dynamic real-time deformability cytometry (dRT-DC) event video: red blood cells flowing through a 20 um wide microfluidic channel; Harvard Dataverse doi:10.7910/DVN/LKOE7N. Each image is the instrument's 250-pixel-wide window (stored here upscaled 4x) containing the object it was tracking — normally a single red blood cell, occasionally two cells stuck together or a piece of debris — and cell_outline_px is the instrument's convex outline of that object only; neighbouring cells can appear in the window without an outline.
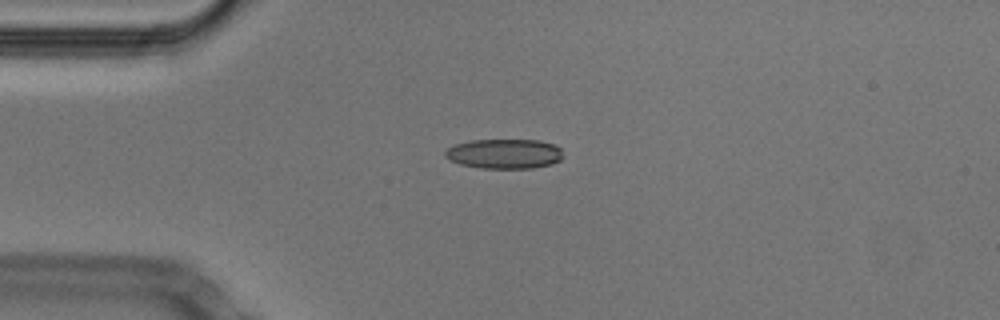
{"species": "Egyptian fruit bat (a non-hibernating species)", "species_latin": "Rousettus aegyptiacus", "temperature_condition": "cold", "stored_images_in_passage": 41, "camera_frame_rate_fps": 3000, "um_per_image_px": 0.085, "animal": {"sex": "male"}, "frame": {"image": 1, "passage_image": 1, "time_ms": 0.0, "image_size_px": [1000, 320], "cell_outline_px": [[564, 156], [560, 160], [552, 164], [532, 168], [480, 168], [460, 164], [444, 156], [444, 152], [448, 148], [456, 144], [472, 140], [540, 140], [556, 144], [560, 148]], "centroid_in_image_um": [42.91, 13.07], "position_along_channel_um": 42.1, "area_um2": 20.52}}
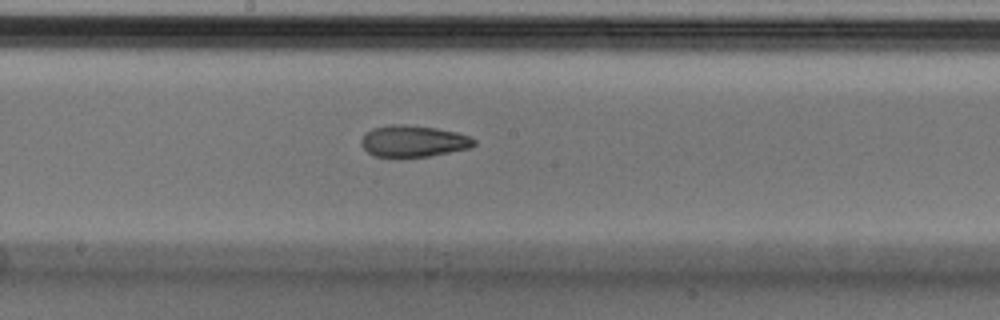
{"frame": {"image": 2, "passage_image": 16, "time_ms": 5.0, "image_size_px": [1000, 320], "cell_outline_px": [[476, 144], [468, 148], [428, 156], [376, 156], [368, 152], [360, 144], [360, 140], [372, 128], [388, 124], [404, 124], [436, 128], [456, 132], [468, 136], [476, 140]], "centroid_in_image_um": [35.12, 11.98], "position_along_channel_um": 213.1, "area_um2": 20.4}}
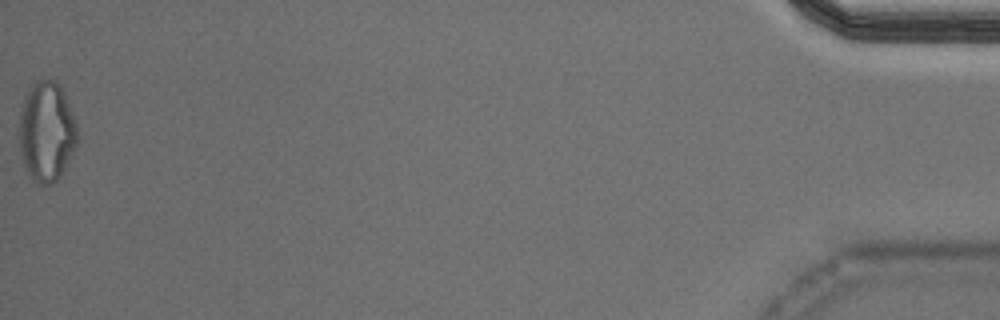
{"frame": {"image": 3, "passage_image": 41, "time_ms": 13.333, "image_size_px": [1000, 320], "cell_outline_px": [[76, 148], [60, 176], [52, 184], [40, 184], [32, 180], [28, 176], [24, 168], [20, 148], [20, 116], [24, 96], [28, 88], [32, 84], [40, 80], [56, 80], [60, 84], [72, 112], [76, 124]], "centroid_in_image_um": [3.95, 11.2], "position_along_channel_um": 431.3, "area_um2": 33.81}, "authors_computed_cell_mechanics": {"area_um2": 21.2704, "velocity_mm_per_s": 3.8083, "shape_relaxation_time_tau1_ms": 10.9917, "shape_relaxation_time_tau2_ms": 3.2417, "deformation_change_tau1": 0.229, "deformation_change_tau2": 0.09}}